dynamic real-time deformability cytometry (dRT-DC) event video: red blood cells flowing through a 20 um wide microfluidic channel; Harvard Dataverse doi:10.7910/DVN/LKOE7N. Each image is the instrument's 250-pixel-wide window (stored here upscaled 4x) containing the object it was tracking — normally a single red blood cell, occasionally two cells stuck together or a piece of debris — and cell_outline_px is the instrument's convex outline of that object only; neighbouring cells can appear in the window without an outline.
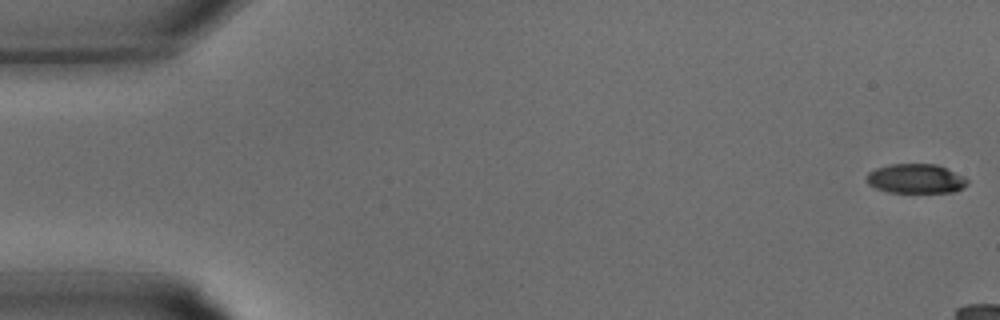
{"species": "common noctule bat (a hibernating species)", "species_latin": "Nyctalus noctula", "temperature_condition": "warm", "stored_images_in_passage": 7, "camera_frame_rate_fps": 3000, "um_per_image_px": 0.085, "animal": {"sex": "male", "body_mass_g": 15.6}, "frame": {"image": 1, "passage_image": 1, "time_ms": 0.0, "image_size_px": [1000, 320], "cell_outline_px": [[968, 184], [964, 188], [956, 192], [888, 192], [876, 188], [868, 184], [864, 180], [868, 172], [876, 168], [888, 164], [936, 164], [964, 176], [968, 180]], "centroid_in_image_um": [77.83, 15.19], "position_along_channel_um": 7.2, "area_um2": 17.46}}